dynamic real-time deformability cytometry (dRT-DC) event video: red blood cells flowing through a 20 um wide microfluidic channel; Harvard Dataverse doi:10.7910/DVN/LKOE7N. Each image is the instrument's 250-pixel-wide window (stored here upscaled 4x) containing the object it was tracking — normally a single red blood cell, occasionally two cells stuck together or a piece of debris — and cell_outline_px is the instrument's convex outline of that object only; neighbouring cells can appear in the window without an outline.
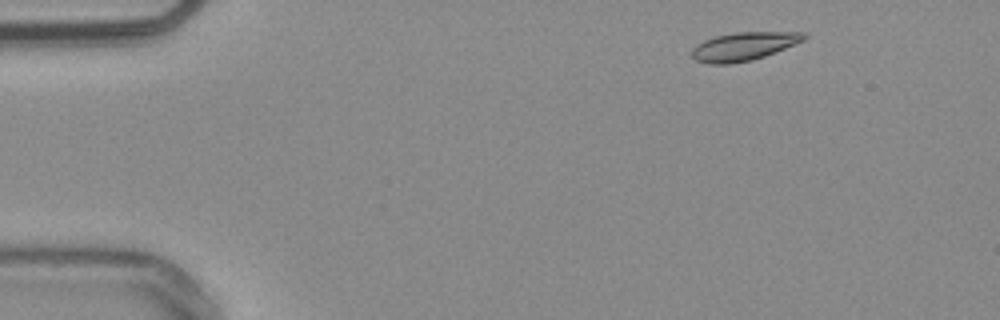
{"species": "common noctule bat (a hibernating species)", "species_latin": "Nyctalus noctula", "temperature_condition": "warm", "stored_images_in_passage": 5, "camera_frame_rate_fps": 3000, "um_per_image_px": 0.085, "animal": {"sex": "male", "body_mass_g": 20.4}, "frame": {"image": 1, "passage_image": 1, "time_ms": 0.0, "image_size_px": [1000, 320], "cell_outline_px": [[808, 36], [804, 40], [764, 56], [752, 60], [728, 64], [708, 64], [696, 60], [692, 56], [692, 48], [696, 44], [704, 40], [716, 36], [736, 32], [804, 32]], "centroid_in_image_um": [63.19, 3.94], "position_along_channel_um": 21.8, "area_um2": 18.38}}